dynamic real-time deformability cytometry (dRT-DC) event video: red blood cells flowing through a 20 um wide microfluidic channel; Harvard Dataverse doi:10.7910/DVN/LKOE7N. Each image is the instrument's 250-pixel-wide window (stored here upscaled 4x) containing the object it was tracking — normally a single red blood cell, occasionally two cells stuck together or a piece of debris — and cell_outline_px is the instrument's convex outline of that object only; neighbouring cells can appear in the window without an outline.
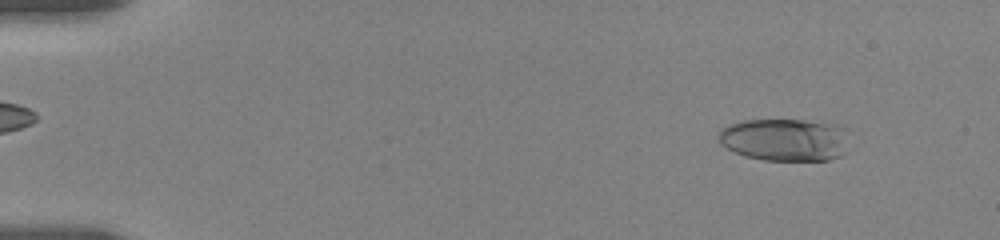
{"species": "human", "species_latin": "Homo sapiens", "temperature_condition": "room temperature", "stored_images_in_passage": 8, "camera_frame_rate_fps": 3000, "um_per_image_px": 0.085, "donor": {"sex": "female"}, "frame": {"image": 1, "passage_image": 2, "time_ms": 1.0, "image_size_px": [1000, 240], "cell_outline_px": [[848, 128], [844, 152], [840, 156], [828, 160], [764, 160], [744, 156], [720, 144], [716, 140], [720, 128], [728, 124], [744, 120], [804, 120], [836, 124]], "centroid_in_image_um": [66.68, 11.86], "position_along_channel_um": 18.3, "area_um2": 32.71}}
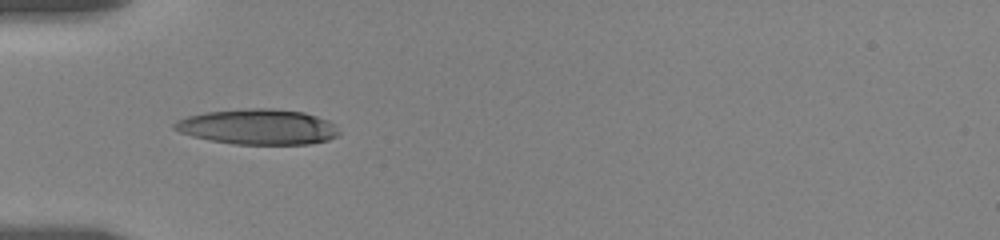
{"frame": {"image": 2, "passage_image": 7, "time_ms": 5.333, "image_size_px": [1000, 240], "cell_outline_px": [[340, 132], [336, 136], [328, 140], [308, 144], [232, 144], [192, 136], [180, 132], [172, 128], [172, 124], [176, 120], [188, 116], [204, 112], [240, 108], [272, 108], [304, 112], [328, 120], [336, 124]], "centroid_in_image_um": [21.92, 10.77], "position_along_channel_um": 63.1, "area_um2": 34.22}}